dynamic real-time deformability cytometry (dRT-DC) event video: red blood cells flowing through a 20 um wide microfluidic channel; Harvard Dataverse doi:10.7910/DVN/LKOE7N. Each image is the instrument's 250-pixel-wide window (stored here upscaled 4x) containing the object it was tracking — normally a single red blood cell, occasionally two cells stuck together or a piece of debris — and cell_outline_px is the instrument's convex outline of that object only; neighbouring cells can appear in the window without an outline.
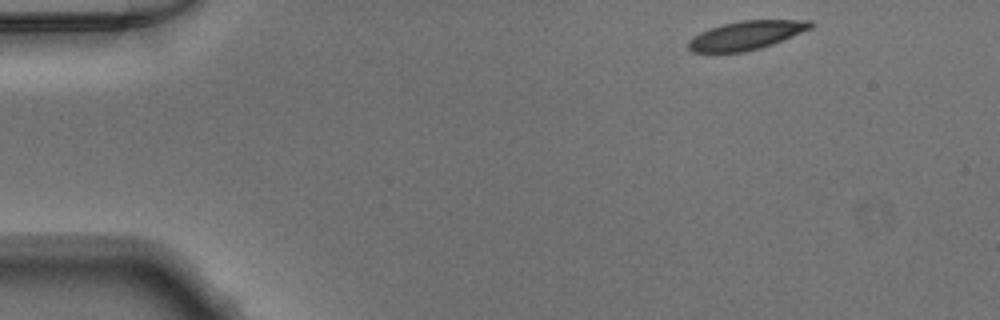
{"species": "Egyptian fruit bat (a non-hibernating species)", "species_latin": "Rousettus aegyptiacus", "temperature_condition": "warm", "stored_images_in_passage": 44, "camera_frame_rate_fps": 3000, "um_per_image_px": 0.085, "animal": {"sex": "male"}, "frame": {"image": 1, "passage_image": 1, "time_ms": 0.0, "image_size_px": [1000, 320], "cell_outline_px": [[812, 28], [772, 44], [760, 48], [744, 52], [692, 52], [688, 48], [688, 40], [692, 36], [700, 32], [724, 24], [740, 20], [812, 20]], "centroid_in_image_um": [63.41, 3.0], "position_along_channel_um": 21.6, "area_um2": 20.29}}
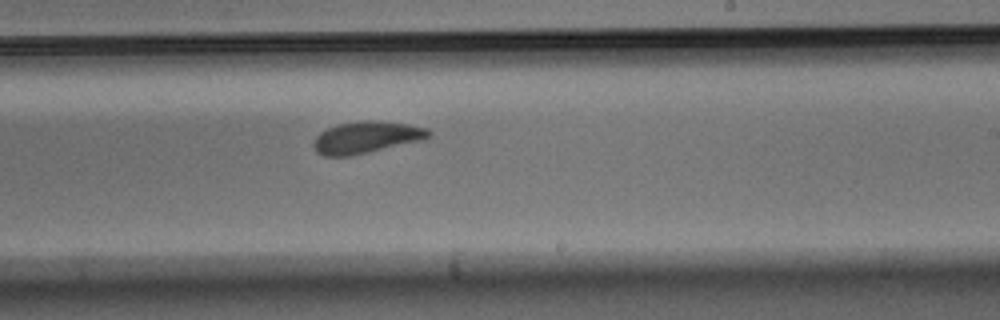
{"frame": {"image": 2, "passage_image": 25, "time_ms": 8.0, "image_size_px": [1000, 320], "cell_outline_px": [[432, 136], [424, 140], [368, 152], [348, 156], [324, 156], [316, 152], [312, 144], [316, 136], [320, 132], [336, 124], [364, 120], [372, 120], [408, 124], [428, 128], [432, 132]], "centroid_in_image_um": [31.16, 11.67], "position_along_channel_um": 257.8, "area_um2": 21.5}}
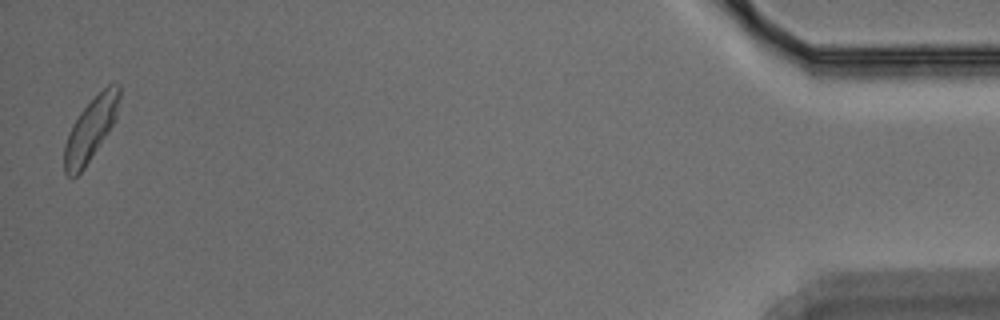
{"frame": {"image": 3, "passage_image": 44, "time_ms": 14.333, "image_size_px": [1000, 320], "cell_outline_px": [[120, 96], [116, 116], [108, 132], [84, 168], [76, 176], [68, 176], [64, 172], [64, 144], [68, 132], [72, 124], [80, 112], [108, 84], [120, 84]], "centroid_in_image_um": [7.68, 10.99], "position_along_channel_um": 427.5, "area_um2": 19.77}}